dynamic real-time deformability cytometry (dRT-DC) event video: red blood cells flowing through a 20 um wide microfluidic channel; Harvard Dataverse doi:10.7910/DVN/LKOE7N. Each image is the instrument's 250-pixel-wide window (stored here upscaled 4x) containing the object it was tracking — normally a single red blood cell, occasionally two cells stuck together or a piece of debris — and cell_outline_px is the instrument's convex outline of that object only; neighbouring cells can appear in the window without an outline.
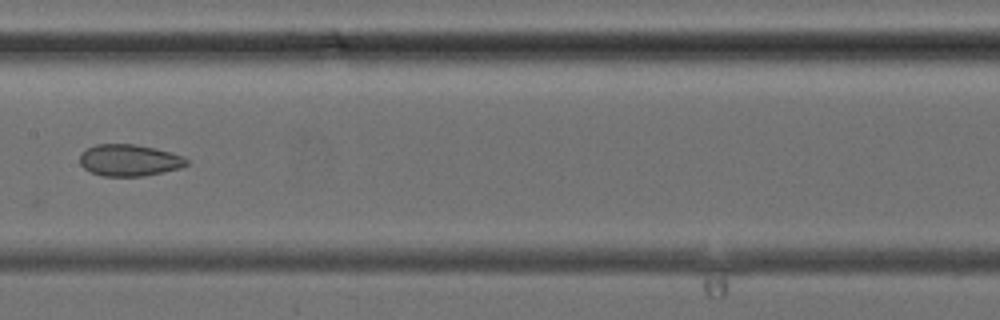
{"species": "common noctule bat (a hibernating species)", "species_latin": "Nyctalus noctula", "temperature_condition": "cold", "stored_images_in_passage": 5, "camera_frame_rate_fps": 3000, "um_per_image_px": 0.085, "animal": {"sex": "female", "body_mass_g": 24.6, "forearm_length_mm": 56.2}, "frame": {"image": 1, "passage_image": 5, "time_ms": 4.667, "image_size_px": [1000, 320], "cell_outline_px": [[188, 164], [180, 168], [144, 176], [104, 176], [92, 172], [84, 168], [80, 164], [80, 152], [96, 144], [136, 144], [156, 148], [172, 152], [184, 156], [188, 160]], "centroid_in_image_um": [11.01, 13.61], "position_along_channel_um": 196.4, "area_um2": 19.83}}